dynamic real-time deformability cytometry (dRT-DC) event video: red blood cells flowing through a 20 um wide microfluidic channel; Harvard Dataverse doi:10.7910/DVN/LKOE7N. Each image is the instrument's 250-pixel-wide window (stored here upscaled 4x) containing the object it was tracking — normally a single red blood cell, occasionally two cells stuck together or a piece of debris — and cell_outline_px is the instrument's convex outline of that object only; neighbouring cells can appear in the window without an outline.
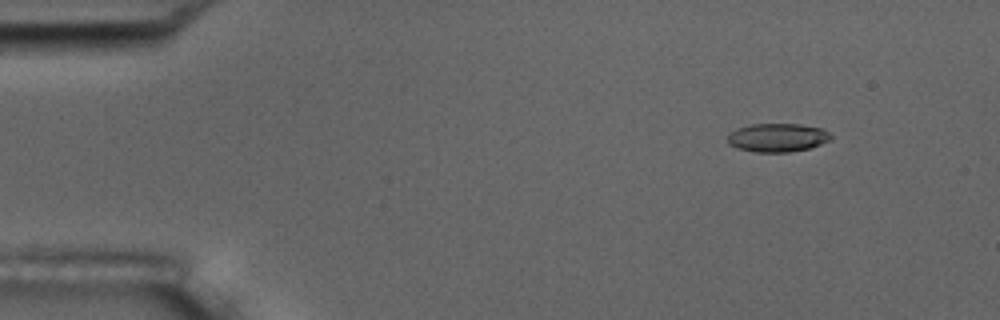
{"species": "common noctule bat (a hibernating species)", "species_latin": "Nyctalus noctula", "temperature_condition": "room temperature", "stored_images_in_passage": 5, "camera_frame_rate_fps": 3000, "um_per_image_px": 0.085, "animal": {"sex": "male", "body_mass_g": 17.5, "forearm_length_mm": 52.3}, "frame": {"image": 1, "passage_image": 2, "time_ms": 1.333, "image_size_px": [1000, 320], "cell_outline_px": [[832, 136], [828, 140], [820, 144], [808, 148], [788, 152], [756, 152], [736, 148], [728, 144], [728, 136], [736, 128], [752, 124], [800, 124], [824, 128]], "centroid_in_image_um": [66.07, 11.69], "position_along_channel_um": 18.9, "area_um2": 17.11}}
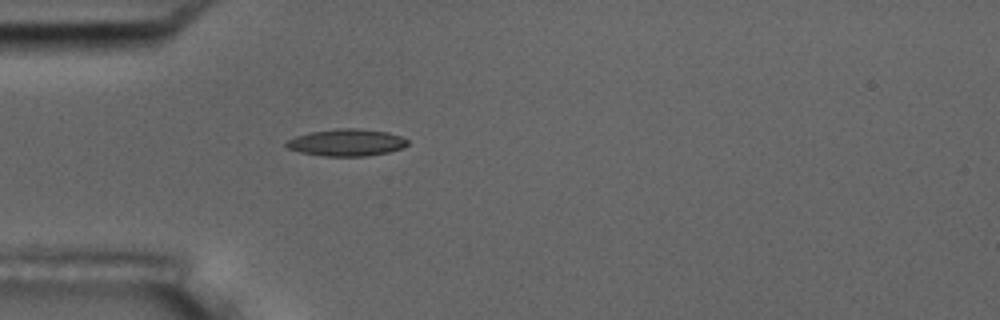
{"frame": {"image": 2, "passage_image": 5, "time_ms": 4.667, "image_size_px": [1000, 320], "cell_outline_px": [[408, 144], [404, 148], [388, 152], [364, 156], [324, 156], [300, 152], [288, 148], [284, 144], [288, 140], [296, 136], [312, 132], [336, 128], [356, 128], [388, 132], [400, 136], [408, 140]], "centroid_in_image_um": [29.47, 12.11], "position_along_channel_um": 55.5, "area_um2": 19.02}}